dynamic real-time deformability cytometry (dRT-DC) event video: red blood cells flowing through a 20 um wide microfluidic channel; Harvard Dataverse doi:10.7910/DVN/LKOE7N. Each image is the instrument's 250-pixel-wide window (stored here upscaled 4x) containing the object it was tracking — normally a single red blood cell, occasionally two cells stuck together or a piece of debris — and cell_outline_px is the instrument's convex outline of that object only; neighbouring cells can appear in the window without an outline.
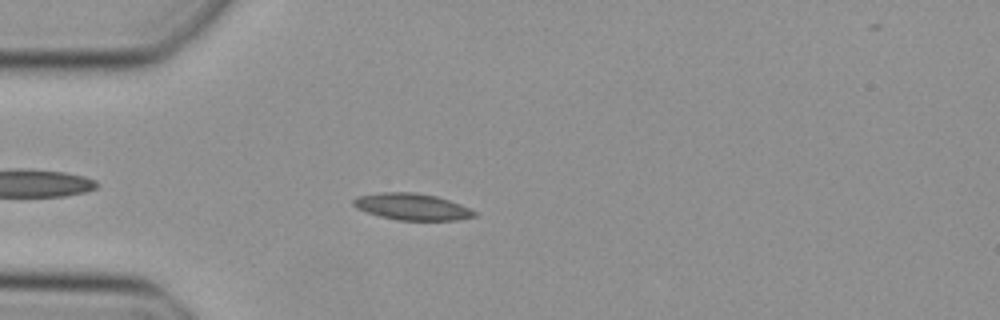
{"species": "Egyptian fruit bat (a non-hibernating species)", "species_latin": "Rousettus aegyptiacus", "temperature_condition": "cold", "stored_images_in_passage": 40, "camera_frame_rate_fps": 3000, "um_per_image_px": 0.085, "animal": {"sex": "female"}, "frame": {"image": 1, "passage_image": 5, "time_ms": 1.333, "image_size_px": [1000, 320], "cell_outline_px": [[476, 216], [456, 220], [396, 220], [380, 216], [356, 208], [352, 204], [352, 200], [356, 196], [380, 192], [416, 192], [436, 196], [460, 204], [476, 212]], "centroid_in_image_um": [34.98, 17.56], "position_along_channel_um": 50.0, "area_um2": 18.73}}
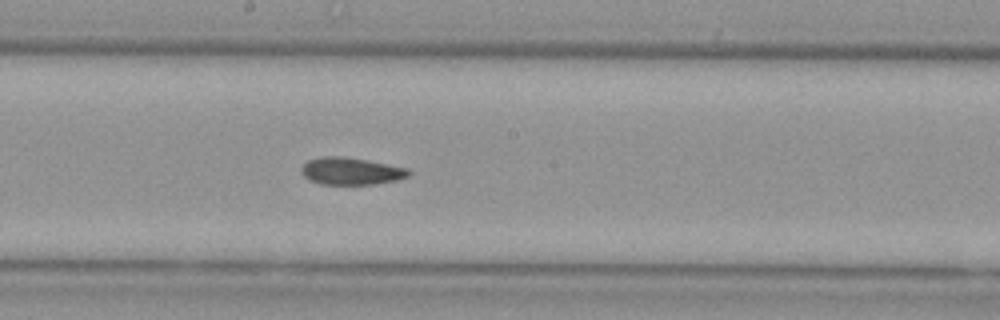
{"frame": {"image": 2, "passage_image": 18, "time_ms": 5.667, "image_size_px": [1000, 320], "cell_outline_px": [[412, 172], [408, 176], [396, 180], [376, 184], [320, 184], [308, 180], [300, 172], [300, 168], [308, 160], [320, 156], [344, 156], [368, 160], [408, 168]], "centroid_in_image_um": [29.81, 14.54], "position_along_channel_um": 218.4, "area_um2": 17.22}}
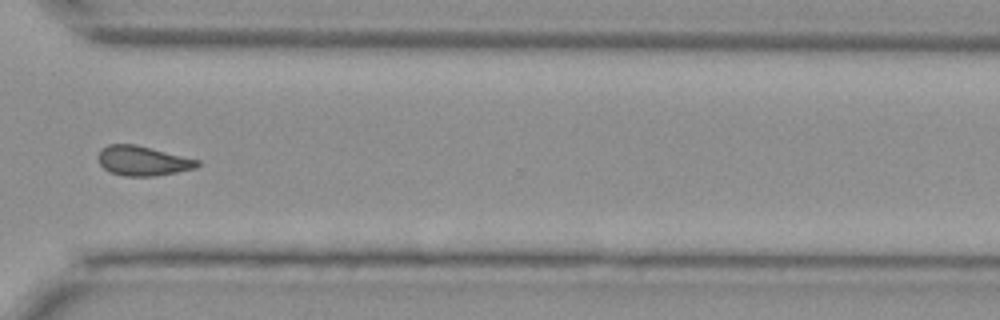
{"frame": {"image": 3, "passage_image": 28, "time_ms": 9.0, "image_size_px": [1000, 320], "cell_outline_px": [[200, 164], [196, 168], [156, 176], [124, 176], [108, 172], [100, 164], [96, 156], [100, 148], [108, 144], [136, 144], [200, 160]], "centroid_in_image_um": [12.1, 13.66], "position_along_channel_um": 358.5, "area_um2": 17.4}}